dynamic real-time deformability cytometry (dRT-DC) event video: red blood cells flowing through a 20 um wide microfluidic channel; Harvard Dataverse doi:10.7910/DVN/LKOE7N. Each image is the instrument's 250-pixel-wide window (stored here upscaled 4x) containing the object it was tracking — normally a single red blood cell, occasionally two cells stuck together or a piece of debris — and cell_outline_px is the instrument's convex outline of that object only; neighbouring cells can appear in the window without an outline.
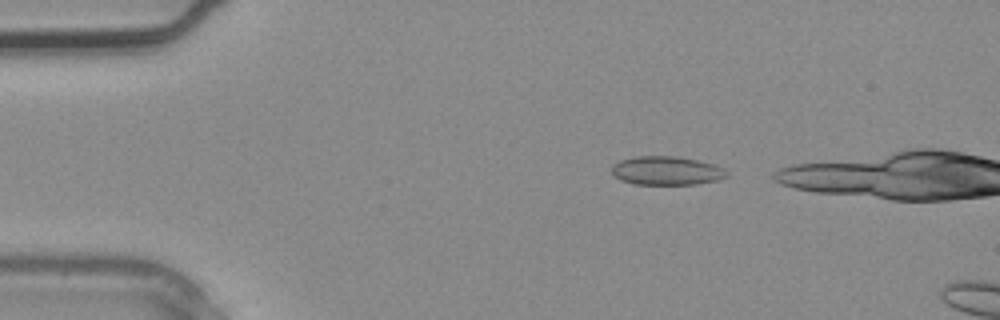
{"species": "common noctule bat (a hibernating species)", "species_latin": "Nyctalus noctula", "temperature_condition": "warm", "stored_images_in_passage": 2, "camera_frame_rate_fps": 3000, "um_per_image_px": 0.085, "animal": {"sex": "male", "body_mass_g": 20.4}, "frame": {"image": 1, "passage_image": 1, "time_ms": 0.0, "image_size_px": [1000, 320], "cell_outline_px": [[728, 176], [720, 180], [696, 184], [632, 184], [620, 180], [612, 172], [612, 164], [620, 160], [636, 156], [676, 156], [716, 164], [724, 168], [728, 172]], "centroid_in_image_um": [56.69, 14.51], "position_along_channel_um": 28.3, "area_um2": 19.42}}